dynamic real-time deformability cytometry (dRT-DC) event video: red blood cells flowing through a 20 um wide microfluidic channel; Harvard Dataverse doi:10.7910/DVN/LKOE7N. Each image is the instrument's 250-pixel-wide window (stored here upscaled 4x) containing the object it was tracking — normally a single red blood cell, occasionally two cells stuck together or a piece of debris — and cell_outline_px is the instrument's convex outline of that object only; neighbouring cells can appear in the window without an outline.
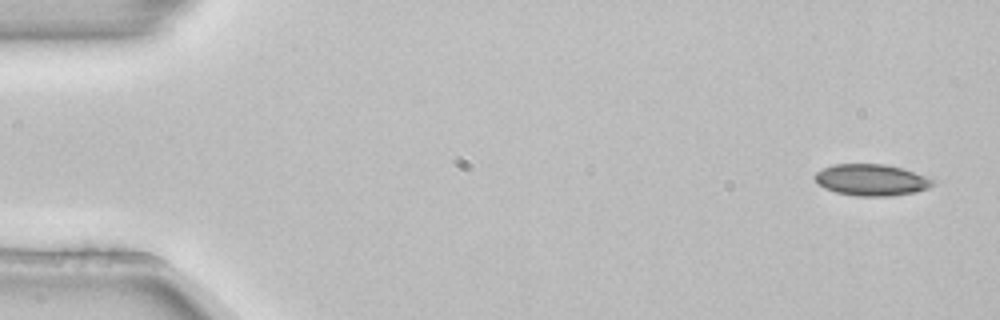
{"species": "common noctule bat (a hibernating species)", "species_latin": "Nyctalus noctula", "temperature_condition": "room temperature", "stored_images_in_passage": 4, "segment_of_instrument_passage": [1, 2], "camera_frame_rate_fps": 3000, "um_per_image_px": 0.085, "animal": {"sex": "female", "body_mass_g": 22.7, "forearm_length_mm": 54.2}, "frame": {"image": 1, "passage_image": 1, "time_ms": 0.0, "image_size_px": [1000, 320], "cell_outline_px": [[936, 184], [928, 188], [916, 192], [892, 196], [856, 196], [836, 192], [824, 188], [812, 176], [816, 172], [824, 168], [836, 164], [884, 164], [900, 168], [936, 180]], "centroid_in_image_um": [74.08, 15.3], "position_along_channel_um": 10.9, "area_um2": 21.56}}